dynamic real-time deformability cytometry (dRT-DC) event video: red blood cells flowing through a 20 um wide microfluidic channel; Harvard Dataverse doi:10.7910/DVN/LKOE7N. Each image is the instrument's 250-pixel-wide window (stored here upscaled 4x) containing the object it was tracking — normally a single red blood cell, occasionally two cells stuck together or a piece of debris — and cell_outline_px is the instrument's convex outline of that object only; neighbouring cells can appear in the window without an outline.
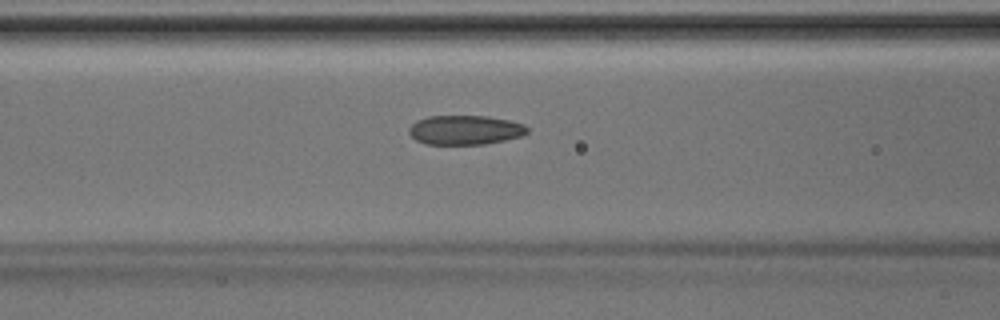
{"species": "Egyptian fruit bat (a non-hibernating species)", "species_latin": "Rousettus aegyptiacus", "temperature_condition": "room temperature", "stored_images_in_passage": 41, "camera_frame_rate_fps": 3000, "um_per_image_px": 0.085, "animal": {"sex": "male"}, "frame": {"image": 1, "passage_image": 18, "time_ms": 5.667, "image_size_px": [1000, 320], "cell_outline_px": [[528, 132], [520, 136], [504, 140], [484, 144], [424, 144], [416, 140], [408, 132], [408, 128], [416, 120], [428, 116], [488, 116], [508, 120], [524, 124], [528, 128]], "centroid_in_image_um": [39.5, 11.04], "position_along_channel_um": 127.1, "area_um2": 20.23}}
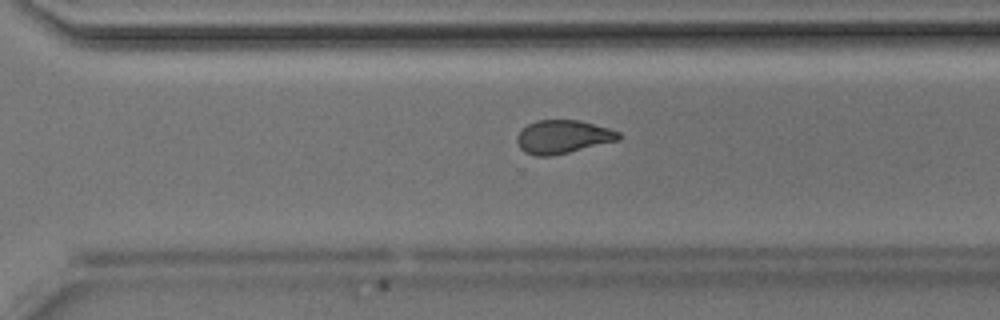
{"frame": {"image": 2, "passage_image": 31, "time_ms": 10.0, "image_size_px": [1000, 320], "cell_outline_px": [[620, 140], [552, 156], [536, 156], [524, 152], [520, 148], [516, 140], [516, 136], [528, 124], [536, 120], [580, 120], [608, 128], [620, 132]], "centroid_in_image_um": [47.84, 11.63], "position_along_channel_um": 322.8, "area_um2": 19.77}}
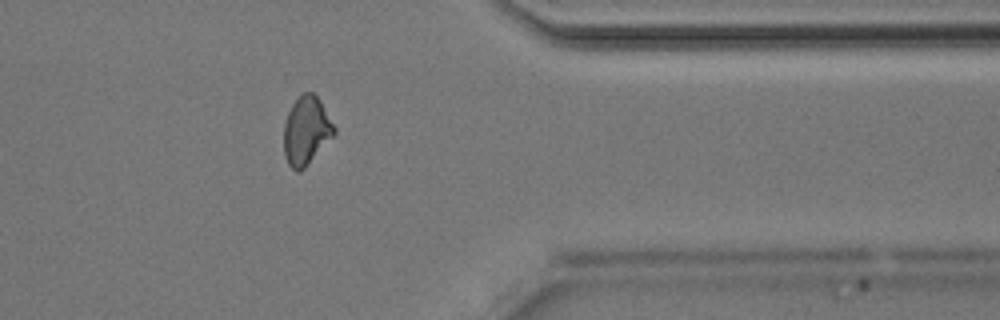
{"frame": {"image": 3, "passage_image": 36, "time_ms": 11.667, "image_size_px": [1000, 320], "cell_outline_px": [[336, 132], [304, 168], [300, 172], [296, 172], [288, 164], [284, 156], [284, 124], [288, 112], [292, 104], [304, 92], [312, 92], [320, 100], [336, 128]], "centroid_in_image_um": [26.02, 11.11], "position_along_channel_um": 385.4, "area_um2": 19.83}}